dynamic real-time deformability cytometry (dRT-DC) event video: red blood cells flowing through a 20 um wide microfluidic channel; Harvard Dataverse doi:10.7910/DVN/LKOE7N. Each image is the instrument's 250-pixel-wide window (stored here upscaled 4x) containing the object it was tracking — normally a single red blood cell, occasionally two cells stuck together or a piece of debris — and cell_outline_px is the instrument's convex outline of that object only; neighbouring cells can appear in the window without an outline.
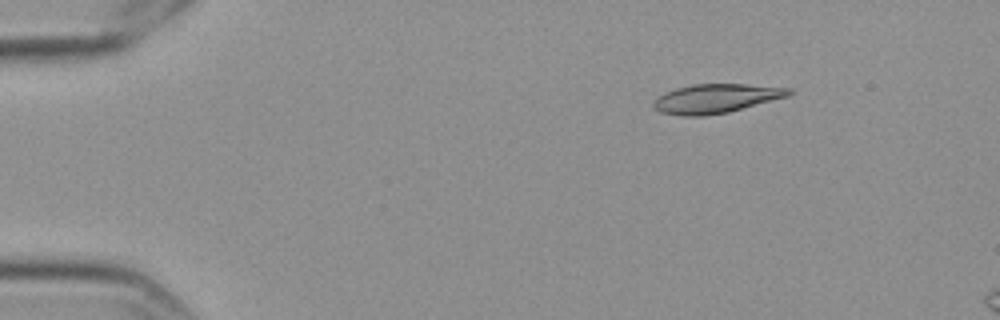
{"species": "Egyptian fruit bat (a non-hibernating species)", "species_latin": "Rousettus aegyptiacus", "temperature_condition": "cold", "stored_images_in_passage": 57, "camera_frame_rate_fps": 3000, "um_per_image_px": 0.085, "frame": {"image": 1, "passage_image": 8, "time_ms": 2.333, "image_size_px": [1000, 320], "cell_outline_px": [[792, 92], [788, 96], [728, 112], [704, 116], [680, 116], [660, 112], [652, 108], [652, 100], [664, 92], [676, 88], [692, 84], [748, 84], [792, 88]], "centroid_in_image_um": [60.79, 8.37], "position_along_channel_um": 24.2, "area_um2": 23.12}}
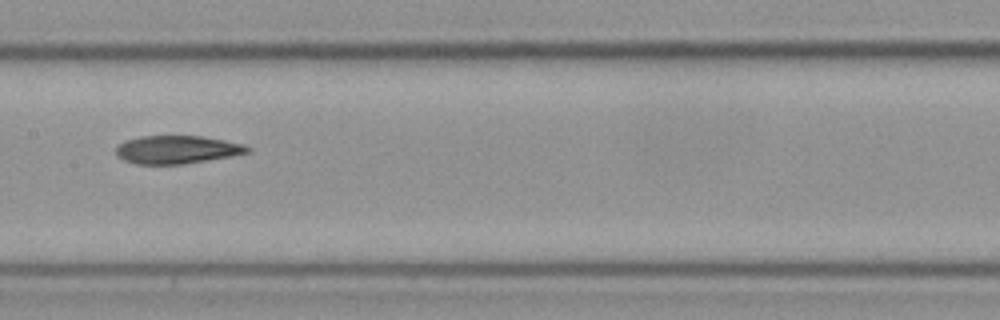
{"frame": {"image": 2, "passage_image": 29, "time_ms": 9.333, "image_size_px": [1000, 320], "cell_outline_px": [[252, 152], [232, 156], [184, 164], [136, 164], [124, 160], [116, 156], [116, 144], [124, 140], [140, 136], [200, 136], [224, 140], [244, 144], [252, 148]], "centroid_in_image_um": [15.04, 12.72], "position_along_channel_um": 192.4, "area_um2": 21.79}}
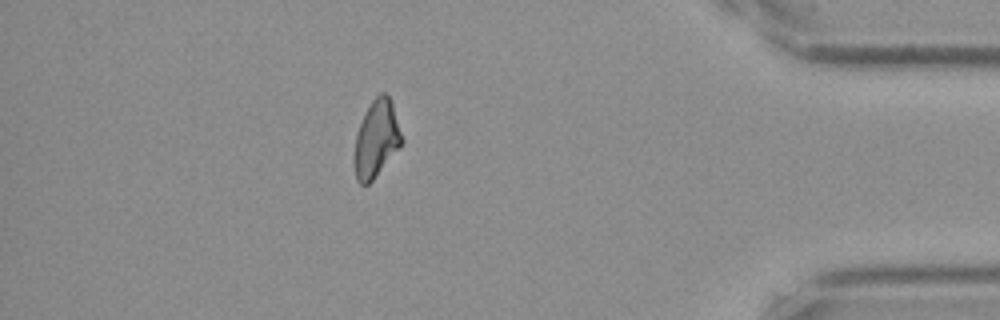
{"frame": {"image": 3, "passage_image": 50, "time_ms": 16.333, "image_size_px": [1000, 320], "cell_outline_px": [[404, 140], [400, 148], [372, 180], [368, 184], [360, 184], [356, 180], [356, 136], [360, 124], [372, 100], [380, 92], [384, 92], [388, 96], [392, 104]], "centroid_in_image_um": [32.04, 11.8], "position_along_channel_um": 403.2, "area_um2": 20.63}, "authors_computed_cell_mechanics": {"area_um2": 22.4264, "velocity_mm_per_s": 3.5709, "shape_relaxation_time_tau1_ms": null, "shape_relaxation_time_tau2_ms": 5.6965, "deformation_change_tau1": null, "deformation_change_tau2": 0.1483}}